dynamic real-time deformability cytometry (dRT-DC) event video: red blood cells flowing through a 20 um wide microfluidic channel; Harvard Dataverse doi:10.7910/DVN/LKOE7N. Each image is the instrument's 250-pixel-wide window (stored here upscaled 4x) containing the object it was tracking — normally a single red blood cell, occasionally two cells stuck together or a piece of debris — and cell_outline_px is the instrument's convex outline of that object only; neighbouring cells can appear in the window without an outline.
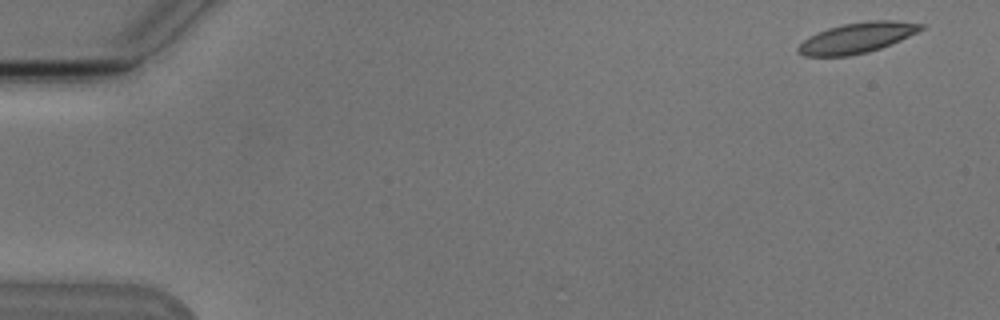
{"species": "Egyptian fruit bat (a non-hibernating species)", "species_latin": "Rousettus aegyptiacus", "temperature_condition": "cold", "stored_images_in_passage": 6, "camera_frame_rate_fps": 3000, "um_per_image_px": 0.085, "animal": {"sex": "male"}, "frame": {"image": 1, "passage_image": 1, "time_ms": 0.0, "image_size_px": [1000, 320], "cell_outline_px": [[924, 28], [900, 40], [880, 48], [868, 52], [848, 56], [804, 56], [796, 52], [796, 48], [808, 36], [828, 28], [840, 24], [868, 20], [892, 20], [924, 24]], "centroid_in_image_um": [72.8, 3.21], "position_along_channel_um": 12.2, "area_um2": 21.79}}
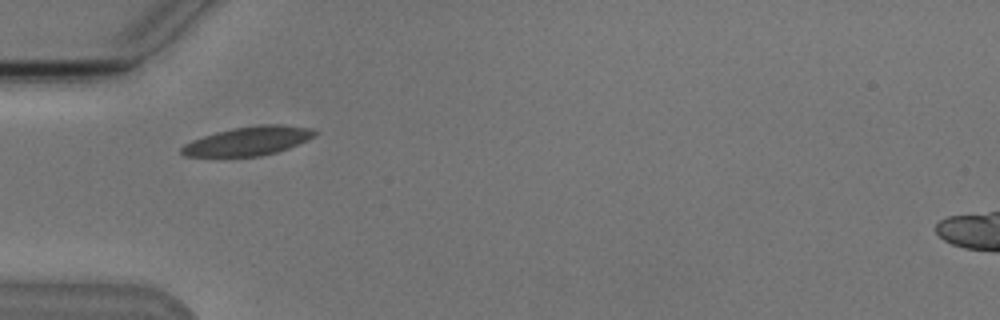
{"frame": {"image": 2, "passage_image": 5, "time_ms": 5.0, "image_size_px": [1000, 320], "cell_outline_px": [[320, 132], [316, 136], [308, 140], [288, 148], [276, 152], [260, 156], [184, 156], [180, 152], [180, 148], [184, 144], [192, 140], [216, 132], [232, 128], [260, 124], [280, 124], [312, 128]], "centroid_in_image_um": [21.14, 11.97], "position_along_channel_um": 63.9, "area_um2": 22.48}}